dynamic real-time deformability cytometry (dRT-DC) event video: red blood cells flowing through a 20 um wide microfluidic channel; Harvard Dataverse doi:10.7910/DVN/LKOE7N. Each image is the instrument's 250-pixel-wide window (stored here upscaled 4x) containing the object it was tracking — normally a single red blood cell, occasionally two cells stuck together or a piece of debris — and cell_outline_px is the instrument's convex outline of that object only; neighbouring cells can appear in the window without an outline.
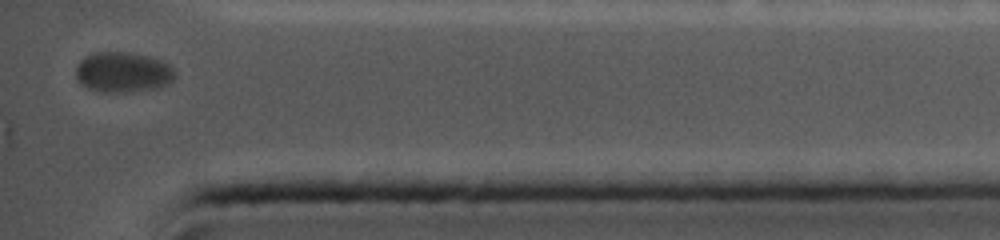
{"species": "common noctule bat (a hibernating species)", "species_latin": "Nyctalus noctula", "temperature_condition": "cold", "stored_images_in_passage": 29, "camera_frame_rate_fps": 5000, "um_per_image_px": 0.085, "animal": {"sex": "female", "body_mass_g": 19.0, "forearm_length_mm": 56.7}, "frame": {"image": 1, "passage_image": 29, "time_ms": 11.8, "image_size_px": [1000, 240], "cell_outline_px": [[176, 76], [168, 84], [156, 88], [124, 92], [104, 92], [88, 88], [80, 84], [76, 76], [76, 68], [80, 60], [84, 56], [92, 52], [128, 52], [148, 56], [160, 60], [168, 64], [176, 72]], "centroid_in_image_um": [10.43, 6.13], "position_along_channel_um": 424.8, "area_um2": 23.35}}